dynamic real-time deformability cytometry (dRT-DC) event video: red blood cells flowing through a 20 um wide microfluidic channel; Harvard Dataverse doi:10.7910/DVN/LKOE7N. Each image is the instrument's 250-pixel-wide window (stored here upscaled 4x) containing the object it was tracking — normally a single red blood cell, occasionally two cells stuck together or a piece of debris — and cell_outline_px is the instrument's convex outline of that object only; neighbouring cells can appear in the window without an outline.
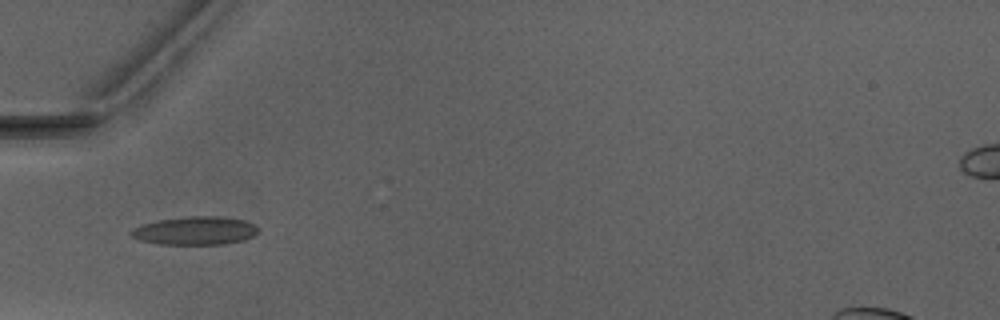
{"species": "Egyptian fruit bat (a non-hibernating species)", "species_latin": "Rousettus aegyptiacus", "temperature_condition": "warm", "stored_images_in_passage": 3, "camera_frame_rate_fps": 3000, "um_per_image_px": 0.085, "animal": {"sex": "male"}, "frame": {"image": 1, "passage_image": 1, "time_ms": 0.0, "image_size_px": [1000, 320], "cell_outline_px": [[256, 232], [252, 236], [244, 240], [224, 244], [156, 244], [140, 240], [132, 236], [128, 232], [144, 224], [156, 220], [188, 216], [220, 216], [244, 220], [252, 224], [256, 228]], "centroid_in_image_um": [16.56, 19.61], "position_along_channel_um": 68.4, "area_um2": 20.75}}